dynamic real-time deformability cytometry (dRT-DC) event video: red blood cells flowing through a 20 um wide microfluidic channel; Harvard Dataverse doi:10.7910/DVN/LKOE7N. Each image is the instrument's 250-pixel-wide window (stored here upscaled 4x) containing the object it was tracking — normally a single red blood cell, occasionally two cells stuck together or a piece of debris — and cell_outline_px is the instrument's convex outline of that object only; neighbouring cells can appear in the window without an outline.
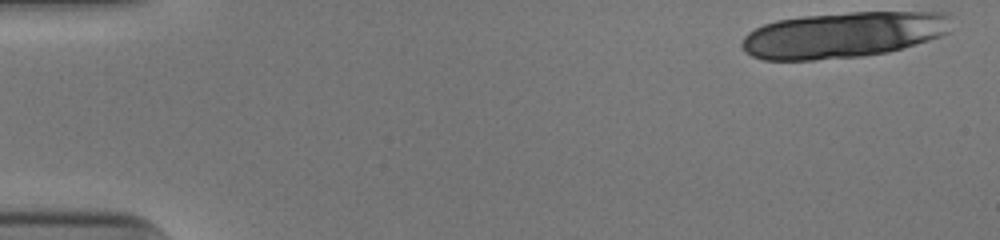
{"species": "human", "species_latin": "Homo sapiens", "temperature_condition": "cold", "stored_images_in_passage": 17, "camera_frame_rate_fps": 3000, "um_per_image_px": 0.085, "donor": {"sex": "male"}, "frame": {"image": 1, "passage_image": 1, "time_ms": 0.0, "image_size_px": [1000, 240], "cell_outline_px": [[952, 16], [948, 32], [940, 36], [928, 40], [888, 52], [860, 56], [812, 60], [764, 60], [752, 56], [740, 44], [744, 36], [748, 32], [764, 24], [776, 20], [800, 16], [848, 12], [944, 12]], "centroid_in_image_um": [71.66, 2.95], "position_along_channel_um": 13.3, "area_um2": 56.07}}